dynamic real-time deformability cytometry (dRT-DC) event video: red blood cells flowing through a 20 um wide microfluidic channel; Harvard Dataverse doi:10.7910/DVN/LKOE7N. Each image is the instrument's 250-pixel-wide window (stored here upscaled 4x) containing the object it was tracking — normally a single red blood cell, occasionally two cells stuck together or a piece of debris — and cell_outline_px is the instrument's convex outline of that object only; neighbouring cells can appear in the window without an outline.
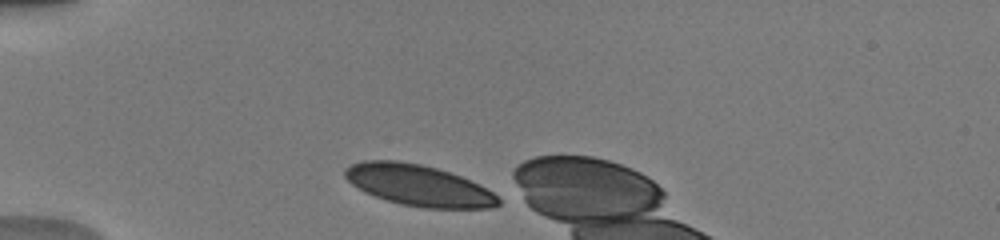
{"species": "human", "species_latin": "Homo sapiens", "temperature_condition": "warm", "stored_images_in_passage": 38, "camera_frame_rate_fps": 3000, "um_per_image_px": 0.085, "donor": {"sex": "male"}, "frame": {"image": 1, "passage_image": 1, "time_ms": 0.0, "image_size_px": [1000, 240], "cell_outline_px": [[500, 204], [488, 208], [424, 208], [400, 204], [364, 192], [352, 184], [344, 176], [344, 168], [352, 164], [364, 160], [396, 160], [420, 164], [436, 168], [460, 176], [480, 184], [492, 192], [500, 200]], "centroid_in_image_um": [35.56, 15.75], "position_along_channel_um": 49.4, "area_um2": 36.59}}
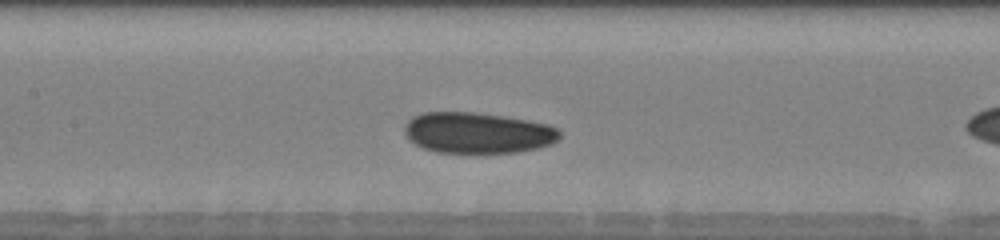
{"frame": {"image": 2, "passage_image": 12, "time_ms": 3.667, "image_size_px": [1000, 240], "cell_outline_px": [[560, 136], [552, 144], [536, 148], [516, 152], [436, 152], [424, 148], [416, 144], [404, 132], [404, 124], [412, 116], [424, 112], [476, 112], [504, 116], [528, 120], [548, 124], [556, 128], [560, 132]], "centroid_in_image_um": [40.59, 11.27], "position_along_channel_um": 166.8, "area_um2": 36.82}}
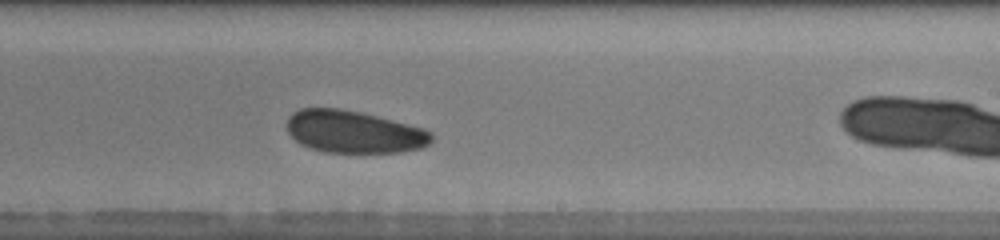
{"frame": {"image": 3, "passage_image": 19, "time_ms": 6.0, "image_size_px": [1000, 240], "cell_outline_px": [[432, 140], [428, 144], [420, 148], [400, 152], [324, 152], [300, 144], [288, 132], [288, 116], [292, 112], [300, 108], [340, 108], [360, 112], [424, 128], [432, 132]], "centroid_in_image_um": [30.07, 11.2], "position_along_channel_um": 258.9, "area_um2": 35.55}, "authors_computed_cell_mechanics": {"area_um2": 36.1539, "velocity_mm_per_s": 3.9566, "shape_relaxation_time_tau1_ms": 5.5251, "shape_relaxation_time_tau2_ms": null, "deformation_change_tau1": 0.0812, "deformation_change_tau2": null}}